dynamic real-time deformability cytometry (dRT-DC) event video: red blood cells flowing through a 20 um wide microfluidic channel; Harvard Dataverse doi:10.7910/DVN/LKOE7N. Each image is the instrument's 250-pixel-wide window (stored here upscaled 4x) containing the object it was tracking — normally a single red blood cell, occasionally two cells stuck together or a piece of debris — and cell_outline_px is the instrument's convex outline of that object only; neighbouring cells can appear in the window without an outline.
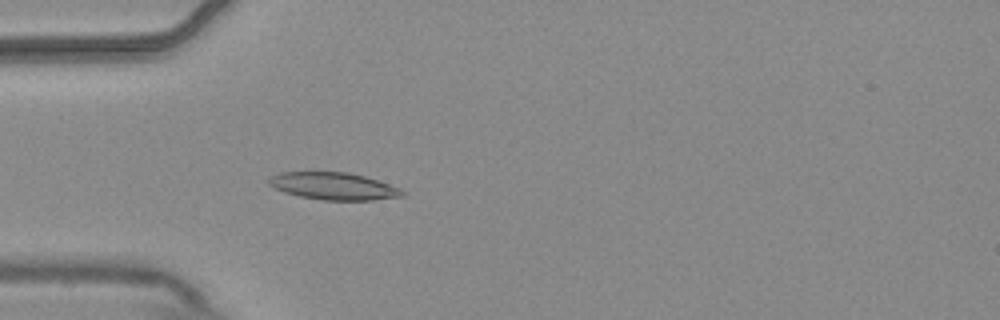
{"species": "common noctule bat (a hibernating species)", "species_latin": "Nyctalus noctula", "temperature_condition": "warm", "stored_images_in_passage": 4, "camera_frame_rate_fps": 3000, "um_per_image_px": 0.085, "animal": {"sex": "male", "body_mass_g": 20.4}, "frame": {"image": 1, "passage_image": 4, "time_ms": 1.0, "image_size_px": [1000, 320], "cell_outline_px": [[404, 196], [372, 200], [320, 200], [300, 196], [284, 192], [268, 184], [268, 176], [280, 172], [348, 172], [364, 176], [400, 188], [404, 192]], "centroid_in_image_um": [28.32, 15.82], "position_along_channel_um": 56.7, "area_um2": 21.15}}